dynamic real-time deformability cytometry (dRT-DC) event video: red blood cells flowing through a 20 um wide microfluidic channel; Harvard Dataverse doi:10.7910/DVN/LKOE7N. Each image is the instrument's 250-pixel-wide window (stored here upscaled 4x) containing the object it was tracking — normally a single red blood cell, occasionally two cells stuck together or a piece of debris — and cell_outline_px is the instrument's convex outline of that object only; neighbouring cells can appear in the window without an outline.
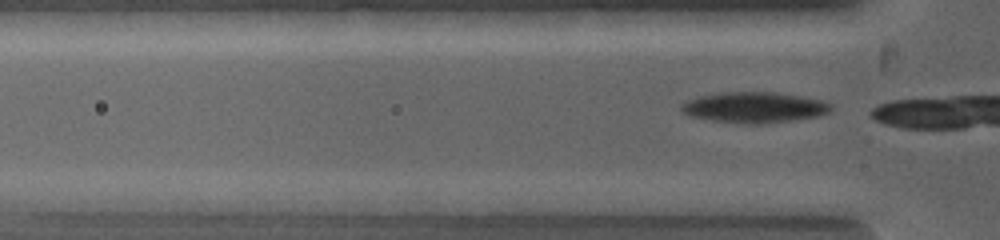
{"species": "common noctule bat (a hibernating species)", "species_latin": "Nyctalus noctula", "temperature_condition": "warm", "stored_images_in_passage": 7, "camera_frame_rate_fps": 5000, "um_per_image_px": 0.085, "animal": {"sex": "female", "body_mass_g": 19.0, "forearm_length_mm": 53.3}, "frame": {"image": 1, "passage_image": 5, "time_ms": 0.8, "image_size_px": [1000, 240], "cell_outline_px": [[832, 112], [820, 116], [796, 120], [764, 124], [740, 124], [712, 120], [688, 116], [680, 108], [680, 104], [688, 100], [700, 96], [736, 92], [768, 92], [796, 96], [820, 100], [832, 104]], "centroid_in_image_um": [64.14, 9.16], "position_along_channel_um": 61.7, "area_um2": 26.7}}